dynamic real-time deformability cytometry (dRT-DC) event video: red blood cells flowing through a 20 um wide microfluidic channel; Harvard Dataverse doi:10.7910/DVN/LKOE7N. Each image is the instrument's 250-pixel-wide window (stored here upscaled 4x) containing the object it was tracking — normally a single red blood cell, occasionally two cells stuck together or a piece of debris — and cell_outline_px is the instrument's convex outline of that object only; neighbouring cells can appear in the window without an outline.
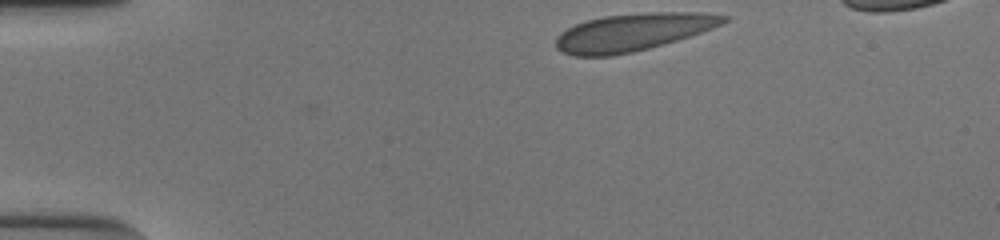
{"species": "human", "species_latin": "Homo sapiens", "temperature_condition": "cold", "stored_images_in_passage": 35, "camera_frame_rate_fps": 3000, "um_per_image_px": 0.085, "donor": {"sex": "male"}, "frame": {"image": 1, "passage_image": 1, "time_ms": 0.0, "image_size_px": [1000, 240], "cell_outline_px": [[728, 20], [712, 28], [664, 44], [632, 52], [612, 56], [576, 56], [564, 52], [556, 48], [556, 36], [568, 28], [576, 24], [588, 20], [604, 16], [648, 12], [700, 12], [728, 16]], "centroid_in_image_um": [53.78, 2.73], "position_along_channel_um": 31.2, "area_um2": 36.24}}
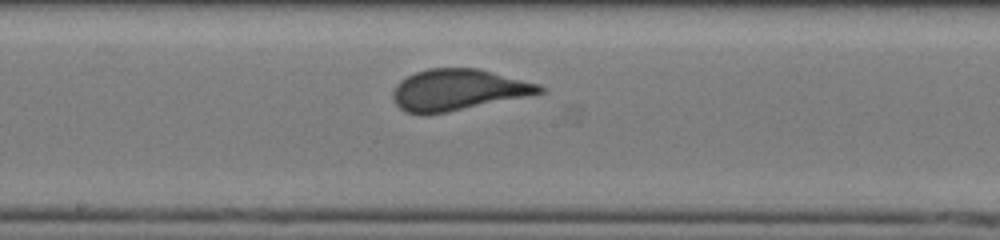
{"frame": {"image": 2, "passage_image": 20, "time_ms": 6.333, "image_size_px": [1000, 240], "cell_outline_px": [[544, 92], [448, 112], [424, 116], [404, 112], [396, 104], [392, 96], [392, 92], [396, 84], [400, 80], [416, 72], [428, 68], [476, 68], [540, 84], [544, 88]], "centroid_in_image_um": [38.86, 7.65], "position_along_channel_um": 209.3, "area_um2": 35.14}}
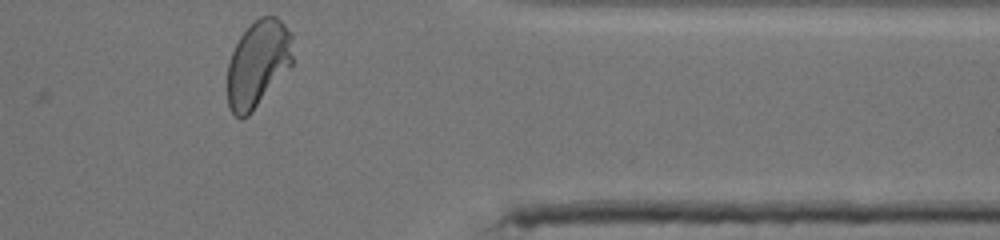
{"frame": {"image": 3, "passage_image": 35, "time_ms": 11.333, "image_size_px": [1000, 240], "cell_outline_px": [[292, 64], [252, 112], [248, 116], [240, 120], [228, 108], [228, 64], [232, 52], [240, 36], [260, 16], [276, 16], [292, 32]], "centroid_in_image_um": [21.92, 5.42], "position_along_channel_um": 389.5, "area_um2": 32.83}, "authors_computed_cell_mechanics": {"area_um2": 34.7378, "velocity_mm_per_s": 3.8698, "shape_relaxation_time_tau1_ms": 8.4303, "shape_relaxation_time_tau2_ms": null, "deformation_change_tau1": 0.2199, "deformation_change_tau2": null}}